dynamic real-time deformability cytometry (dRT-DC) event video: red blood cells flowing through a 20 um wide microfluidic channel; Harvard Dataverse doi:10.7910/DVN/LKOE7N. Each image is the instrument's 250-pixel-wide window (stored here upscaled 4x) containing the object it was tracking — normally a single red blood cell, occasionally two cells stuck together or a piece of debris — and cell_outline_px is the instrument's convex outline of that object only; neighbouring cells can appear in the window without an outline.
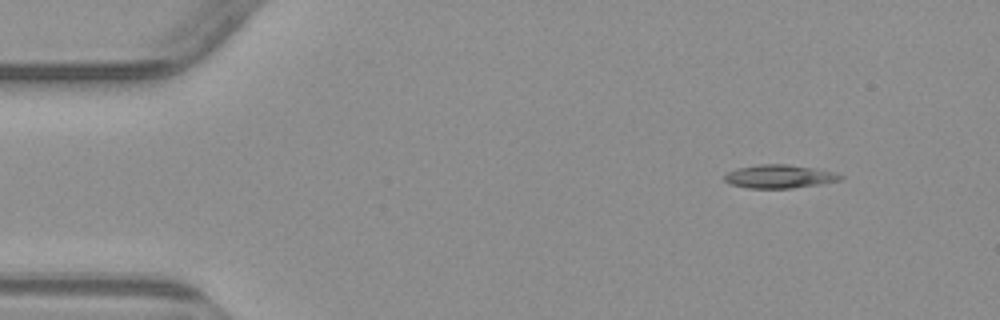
{"species": "common noctule bat (a hibernating species)", "species_latin": "Nyctalus noctula", "temperature_condition": "warm", "stored_images_in_passage": 5, "camera_frame_rate_fps": 3000, "um_per_image_px": 0.085, "animal": {"sex": "male", "body_mass_g": 23.1, "forearm_length_mm": 52.7}, "frame": {"image": 1, "passage_image": 2, "time_ms": 1.333, "image_size_px": [1000, 320], "cell_outline_px": [[844, 176], [840, 180], [820, 184], [792, 188], [748, 188], [728, 184], [724, 180], [724, 176], [728, 172], [736, 168], [760, 164], [788, 164], [812, 168]], "centroid_in_image_um": [66.16, 15.0], "position_along_channel_um": 18.8, "area_um2": 15.61}}
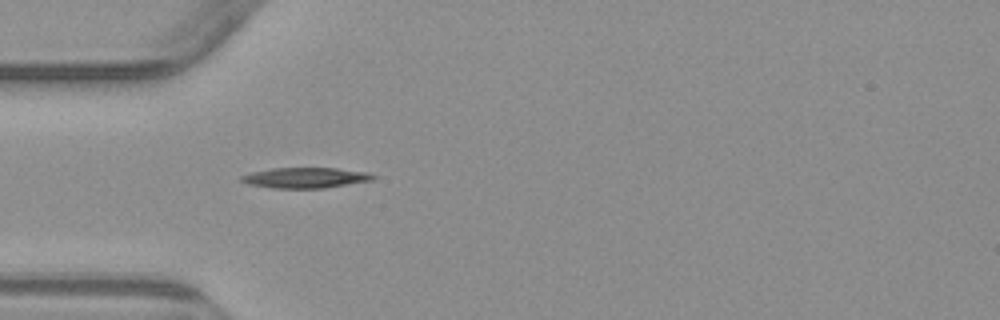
{"frame": {"image": 2, "passage_image": 5, "time_ms": 4.667, "image_size_px": [1000, 320], "cell_outline_px": [[376, 176], [372, 180], [324, 188], [272, 188], [248, 184], [240, 180], [240, 176], [252, 172], [272, 168], [336, 168], [368, 172]], "centroid_in_image_um": [25.94, 15.11], "position_along_channel_um": 59.1, "area_um2": 15.66}}